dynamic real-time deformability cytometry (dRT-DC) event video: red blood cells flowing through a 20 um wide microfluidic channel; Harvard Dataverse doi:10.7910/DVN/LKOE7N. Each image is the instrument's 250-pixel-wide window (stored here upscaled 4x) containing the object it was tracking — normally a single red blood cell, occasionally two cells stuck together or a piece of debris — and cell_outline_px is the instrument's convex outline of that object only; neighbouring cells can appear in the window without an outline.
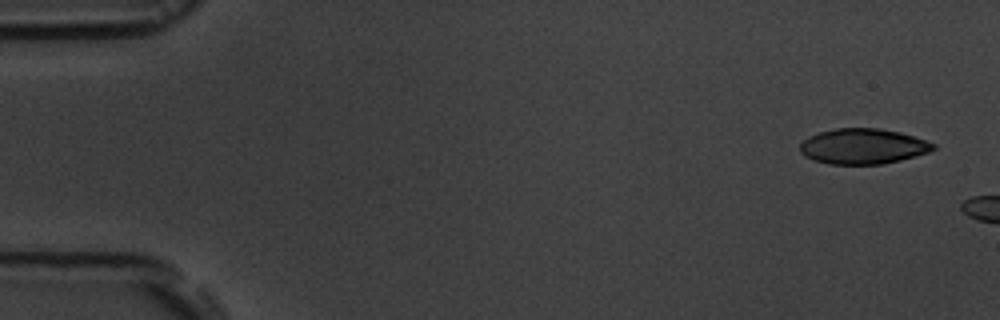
{"species": "common noctule bat (a hibernating species)", "species_latin": "Nyctalus noctula", "temperature_condition": "room temperature", "stored_images_in_passage": 3, "camera_frame_rate_fps": 3000, "um_per_image_px": 0.085, "animal": {"sex": "male", "body_mass_g": 19.5, "forearm_length_mm": 54.6}, "frame": {"image": 1, "passage_image": 1, "time_ms": 0.0, "image_size_px": [1000, 320], "cell_outline_px": [[936, 148], [928, 152], [900, 160], [884, 164], [828, 164], [804, 156], [800, 152], [800, 144], [808, 136], [820, 132], [836, 128], [880, 128], [900, 132], [936, 144]], "centroid_in_image_um": [73.34, 12.43], "position_along_channel_um": 11.7, "area_um2": 27.4}}